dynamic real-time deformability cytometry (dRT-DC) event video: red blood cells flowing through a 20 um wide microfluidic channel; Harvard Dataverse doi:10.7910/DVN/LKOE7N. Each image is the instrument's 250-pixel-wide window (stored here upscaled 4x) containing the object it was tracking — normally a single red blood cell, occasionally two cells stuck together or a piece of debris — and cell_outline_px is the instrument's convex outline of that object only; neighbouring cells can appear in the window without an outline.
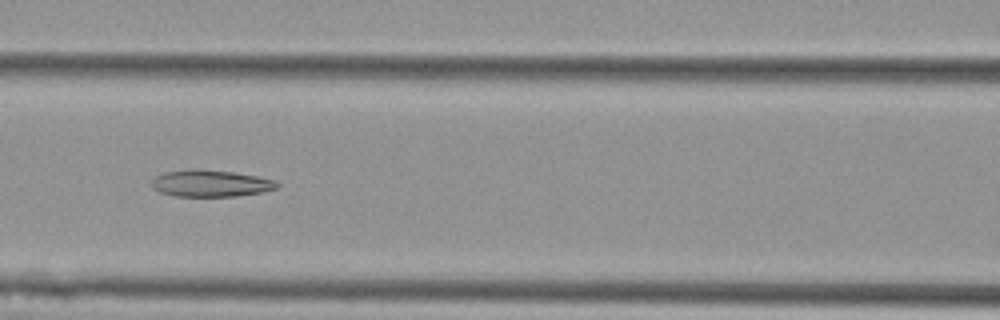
{"species": "Egyptian fruit bat (a non-hibernating species)", "species_latin": "Rousettus aegyptiacus", "temperature_condition": "cold", "stored_images_in_passage": 8, "camera_frame_rate_fps": 3000, "um_per_image_px": 0.085, "animal": {"sex": "female"}, "frame": {"image": 1, "passage_image": 7, "time_ms": 2.0, "image_size_px": [1000, 320], "cell_outline_px": [[280, 184], [276, 188], [264, 192], [236, 196], [176, 196], [160, 192], [152, 188], [152, 180], [156, 176], [164, 172], [192, 168], [196, 168], [232, 172], [256, 176], [276, 180]], "centroid_in_image_um": [17.9, 15.58], "position_along_channel_um": 148.7, "area_um2": 19.65}}
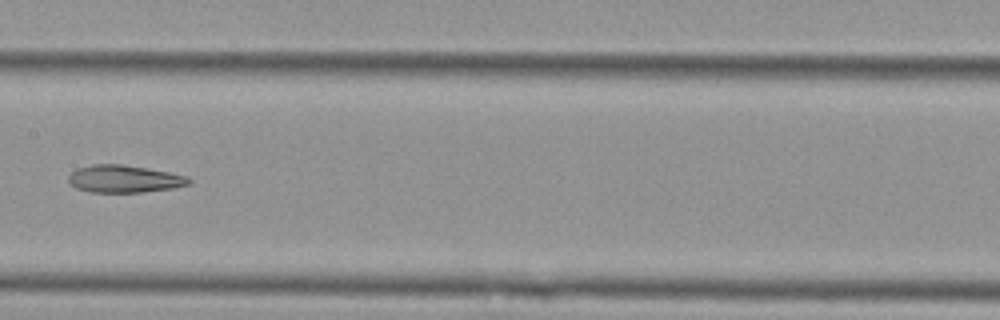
{"frame": {"image": 2, "passage_image": 8, "time_ms": 2.333, "image_size_px": [1000, 320], "cell_outline_px": [[192, 180], [188, 184], [172, 188], [144, 192], [88, 192], [76, 188], [68, 180], [68, 176], [76, 168], [92, 164], [120, 164], [168, 172], [188, 176]], "centroid_in_image_um": [10.53, 15.21], "position_along_channel_um": 196.9, "area_um2": 19.13}}